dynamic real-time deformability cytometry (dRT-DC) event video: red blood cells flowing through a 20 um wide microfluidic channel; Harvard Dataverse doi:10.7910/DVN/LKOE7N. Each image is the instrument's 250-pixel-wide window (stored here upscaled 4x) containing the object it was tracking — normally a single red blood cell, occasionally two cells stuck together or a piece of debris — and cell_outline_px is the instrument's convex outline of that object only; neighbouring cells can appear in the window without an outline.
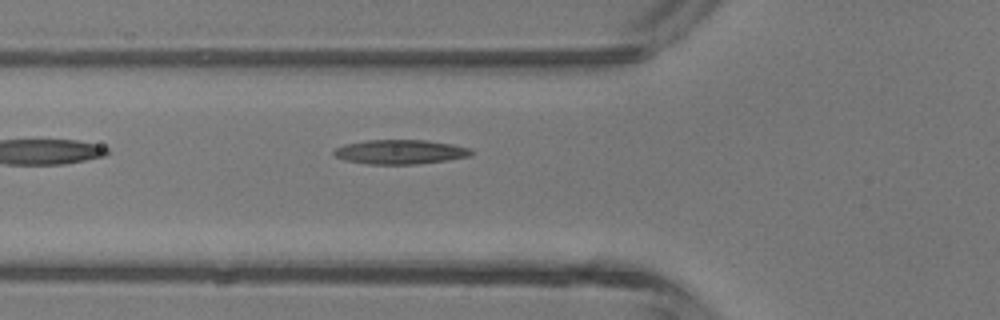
{"species": "common noctule bat (a hibernating species)", "species_latin": "Nyctalus noctula", "temperature_condition": "room temperature", "stored_images_in_passage": 5, "camera_frame_rate_fps": 3000, "um_per_image_px": 0.085, "animal": {"sex": "male", "body_mass_g": 13.3}, "frame": {"image": 1, "passage_image": 5, "time_ms": 1.333, "image_size_px": [1000, 320], "cell_outline_px": [[472, 156], [448, 160], [416, 164], [368, 164], [344, 160], [336, 156], [332, 152], [336, 148], [344, 144], [364, 140], [428, 140], [452, 144], [472, 148]], "centroid_in_image_um": [34.04, 12.91], "position_along_channel_um": 91.8, "area_um2": 19.65}}